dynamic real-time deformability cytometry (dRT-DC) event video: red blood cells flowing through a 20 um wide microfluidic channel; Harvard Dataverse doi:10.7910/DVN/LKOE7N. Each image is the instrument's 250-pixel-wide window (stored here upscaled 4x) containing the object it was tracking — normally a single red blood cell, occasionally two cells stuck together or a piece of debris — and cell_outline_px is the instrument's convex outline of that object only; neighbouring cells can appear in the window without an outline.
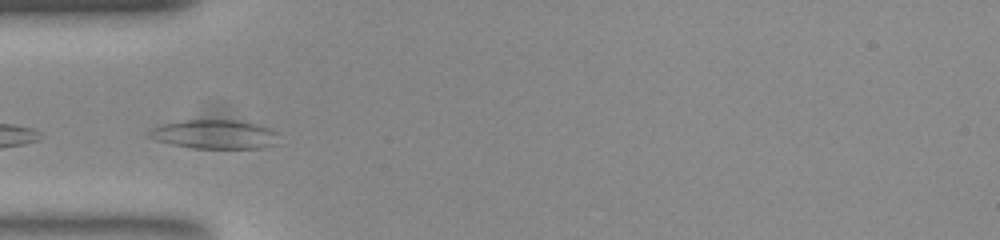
{"species": "common noctule bat (a hibernating species)", "species_latin": "Nyctalus noctula", "temperature_condition": "room temperature", "stored_images_in_passage": 6, "camera_frame_rate_fps": 3000, "um_per_image_px": 0.085, "animal": {"sex": "female", "body_mass_g": 23.0, "forearm_length_mm": 53.4}, "frame": {"image": 1, "passage_image": 3, "time_ms": 0.667, "image_size_px": [1000, 240], "cell_outline_px": [[276, 144], [260, 148], [192, 148], [172, 144], [156, 140], [148, 136], [148, 132], [152, 128], [164, 124], [184, 120], [236, 120], [256, 124], [268, 128], [276, 132]], "centroid_in_image_um": [18.22, 11.42], "position_along_channel_um": 66.8, "area_um2": 21.62}}